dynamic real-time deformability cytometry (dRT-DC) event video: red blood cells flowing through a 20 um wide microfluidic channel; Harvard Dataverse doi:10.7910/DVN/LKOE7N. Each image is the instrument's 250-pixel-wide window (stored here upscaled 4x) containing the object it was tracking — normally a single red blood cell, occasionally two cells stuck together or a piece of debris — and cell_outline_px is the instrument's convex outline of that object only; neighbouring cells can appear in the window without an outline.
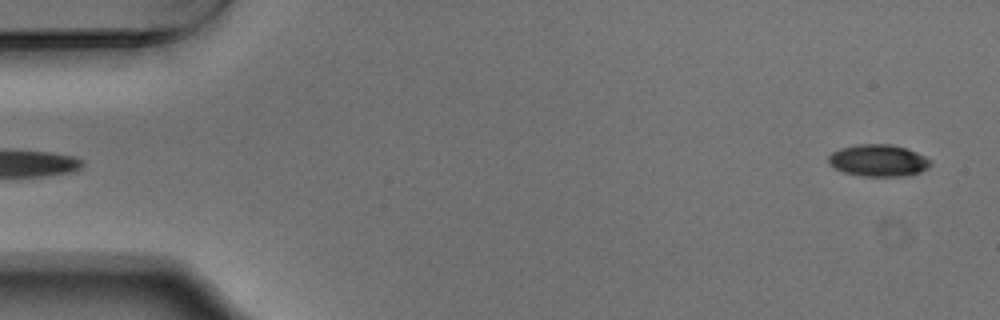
{"species": "Egyptian fruit bat (a non-hibernating species)", "species_latin": "Rousettus aegyptiacus", "temperature_condition": "warm", "stored_images_in_passage": 53, "camera_frame_rate_fps": 3000, "um_per_image_px": 0.085, "animal": {"sex": "male"}, "frame": {"image": 1, "passage_image": 2, "time_ms": 0.333, "image_size_px": [1000, 320], "cell_outline_px": [[932, 164], [928, 168], [920, 172], [904, 176], [860, 176], [844, 172], [828, 164], [828, 156], [832, 152], [840, 148], [856, 144], [892, 144], [908, 148], [932, 160]], "centroid_in_image_um": [74.67, 13.63], "position_along_channel_um": 10.3, "area_um2": 19.19}}
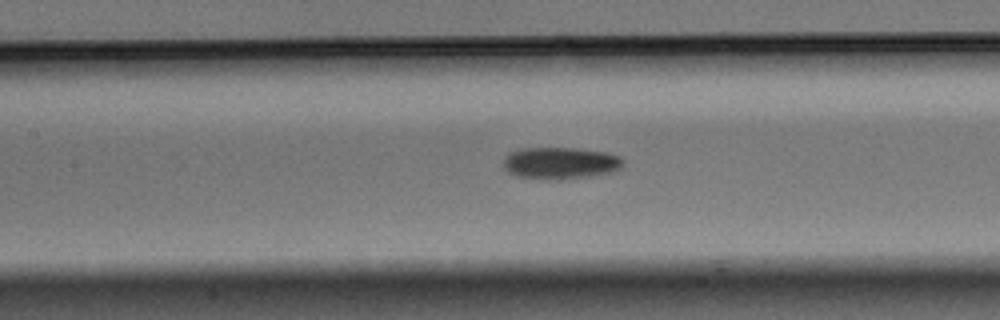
{"frame": {"image": 2, "passage_image": 24, "time_ms": 7.667, "image_size_px": [1000, 320], "cell_outline_px": [[624, 160], [620, 168], [612, 172], [592, 176], [560, 180], [552, 180], [516, 176], [508, 172], [504, 168], [504, 156], [508, 152], [520, 148], [580, 148], [608, 152], [620, 156]], "centroid_in_image_um": [47.63, 13.86], "position_along_channel_um": 159.8, "area_um2": 22.66}}
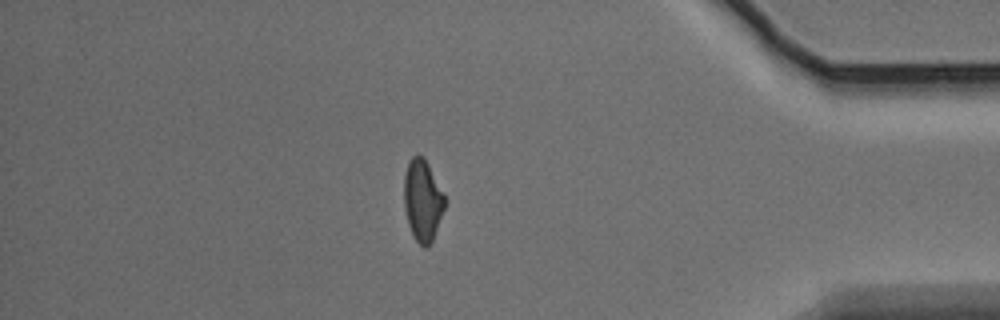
{"frame": {"image": 3, "passage_image": 46, "time_ms": 15.0, "image_size_px": [1000, 320], "cell_outline_px": [[444, 208], [432, 240], [424, 248], [412, 236], [408, 224], [404, 208], [404, 172], [408, 160], [416, 152], [424, 156], [444, 192]], "centroid_in_image_um": [35.89, 16.95], "position_along_channel_um": 399.3, "area_um2": 19.54}, "authors_computed_cell_mechanics": {"area_um2": 19.8254, "velocity_mm_per_s": 3.7544, "shape_relaxation_time_tau1_ms": 3.8847, "shape_relaxation_time_tau2_ms": null, "deformation_change_tau1": 0.1302, "deformation_change_tau2": null}}